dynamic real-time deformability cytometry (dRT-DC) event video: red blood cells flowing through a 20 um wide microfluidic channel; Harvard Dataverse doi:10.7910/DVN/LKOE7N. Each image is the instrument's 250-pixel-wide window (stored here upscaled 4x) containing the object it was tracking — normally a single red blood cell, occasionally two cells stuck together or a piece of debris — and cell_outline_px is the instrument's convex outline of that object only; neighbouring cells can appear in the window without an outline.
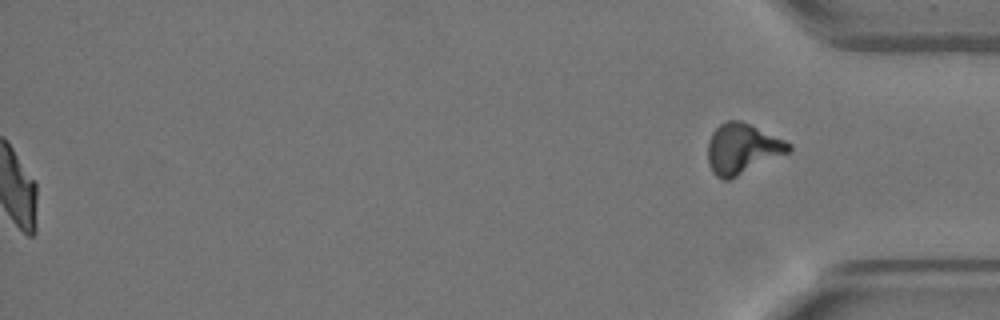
{"species": "Egyptian fruit bat (a non-hibernating species)", "species_latin": "Rousettus aegyptiacus", "temperature_condition": "warm", "stored_images_in_passage": 52, "segment_of_instrument_passage": [2, 2], "camera_frame_rate_fps": 3000, "um_per_image_px": 0.085, "animal": {"sex": "female"}, "frame": {"image": 1, "passage_image": 52, "time_ms": 17.0, "image_size_px": [1000, 320], "cell_outline_px": [[792, 148], [788, 152], [728, 180], [724, 180], [716, 176], [712, 172], [708, 164], [708, 140], [712, 132], [720, 124], [728, 120], [740, 120], [784, 140], [792, 144]], "centroid_in_image_um": [63.05, 12.64], "position_along_channel_um": 372.1, "area_um2": 23.35}}